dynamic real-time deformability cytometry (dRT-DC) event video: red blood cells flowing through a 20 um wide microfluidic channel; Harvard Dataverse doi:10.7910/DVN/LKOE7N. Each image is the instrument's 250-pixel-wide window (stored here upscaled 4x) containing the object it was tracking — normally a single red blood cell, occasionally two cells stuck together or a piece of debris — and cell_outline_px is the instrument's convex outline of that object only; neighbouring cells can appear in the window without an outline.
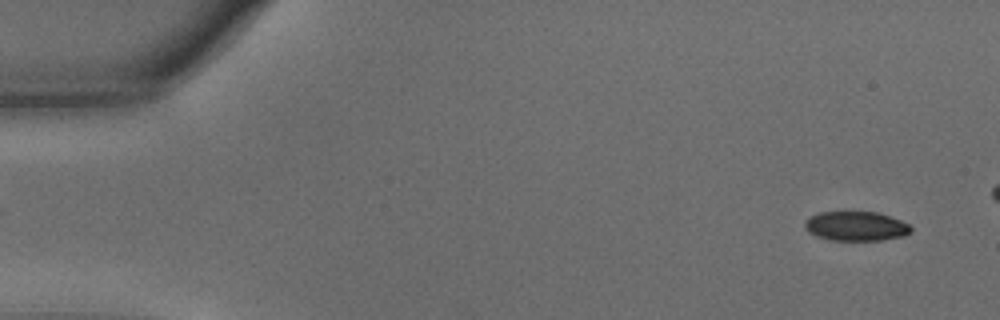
{"species": "common noctule bat (a hibernating species)", "species_latin": "Nyctalus noctula", "temperature_condition": "warm", "stored_images_in_passage": 52, "camera_frame_rate_fps": 3000, "um_per_image_px": 0.085, "animal": {"sex": "male", "body_mass_g": 15.6}, "frame": {"image": 1, "passage_image": 3, "time_ms": 0.667, "image_size_px": [1000, 320], "cell_outline_px": [[912, 232], [904, 236], [880, 240], [832, 240], [816, 236], [808, 232], [804, 228], [804, 220], [808, 216], [820, 212], [876, 212], [900, 220], [908, 224], [912, 228]], "centroid_in_image_um": [72.72, 19.22], "position_along_channel_um": 12.3, "area_um2": 18.26}}
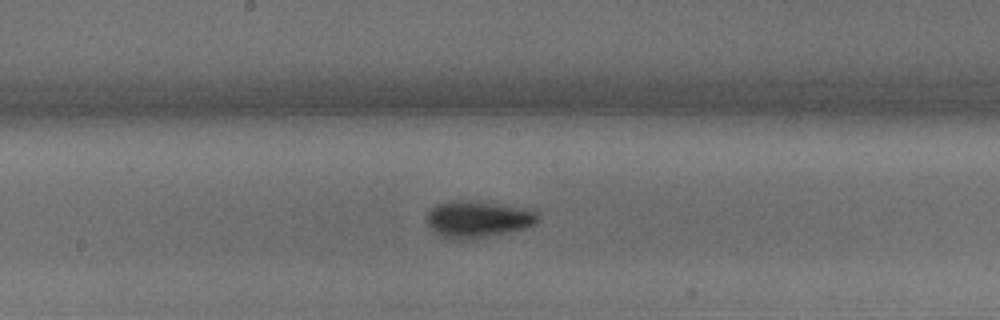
{"frame": {"image": 2, "passage_image": 30, "time_ms": 9.667, "image_size_px": [1000, 320], "cell_outline_px": [[536, 224], [524, 228], [468, 240], [448, 240], [440, 236], [428, 224], [428, 212], [436, 204], [448, 200], [468, 200], [524, 208], [536, 212]], "centroid_in_image_um": [40.55, 18.64], "position_along_channel_um": 207.7, "area_um2": 23.47}}
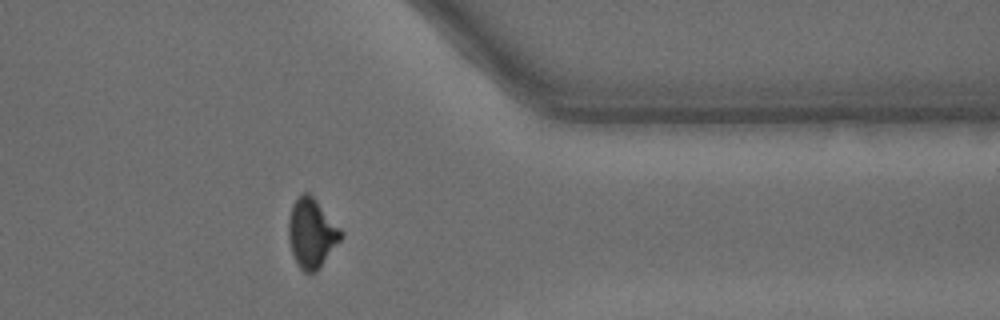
{"frame": {"image": 3, "passage_image": 46, "time_ms": 15.0, "image_size_px": [1000, 320], "cell_outline_px": [[344, 236], [320, 268], [316, 272], [304, 272], [296, 264], [292, 252], [288, 236], [288, 220], [292, 204], [304, 192], [308, 192], [312, 196], [344, 232]], "centroid_in_image_um": [26.5, 19.85], "position_along_channel_um": 384.9, "area_um2": 21.15}, "authors_computed_cell_mechanics": {"area_um2": 20.8947, "velocity_mm_per_s": 3.5519, "shape_relaxation_time_tau1_ms": 2.9697, "shape_relaxation_time_tau2_ms": 4.1237, "deformation_change_tau1": 0.1236, "deformation_change_tau2": 0.081}}